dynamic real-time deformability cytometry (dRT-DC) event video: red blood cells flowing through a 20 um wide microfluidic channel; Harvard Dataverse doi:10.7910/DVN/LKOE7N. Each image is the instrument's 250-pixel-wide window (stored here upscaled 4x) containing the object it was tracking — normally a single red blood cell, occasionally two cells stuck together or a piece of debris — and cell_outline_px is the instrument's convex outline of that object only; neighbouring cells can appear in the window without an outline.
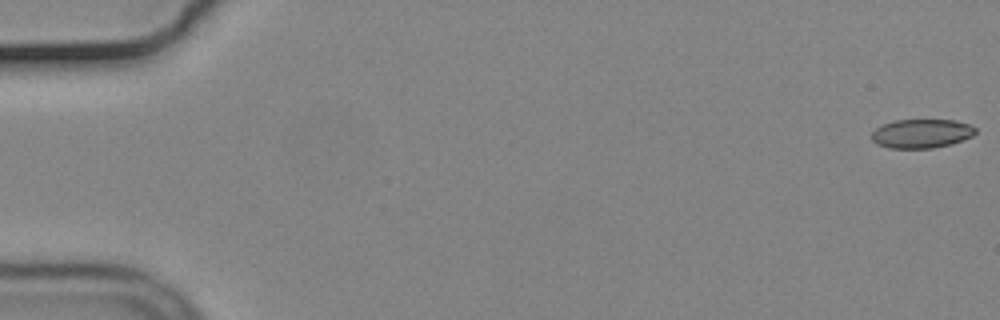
{"species": "common noctule bat (a hibernating species)", "species_latin": "Nyctalus noctula", "temperature_condition": "cold", "stored_images_in_passage": 16, "camera_frame_rate_fps": 3000, "um_per_image_px": 0.085, "animal": {"sex": "male", "body_mass_g": 19.2, "forearm_length_mm": 51.8}, "frame": {"image": 1, "passage_image": 1, "time_ms": 0.0, "image_size_px": [1000, 320], "cell_outline_px": [[976, 132], [972, 136], [952, 144], [932, 148], [888, 148], [876, 144], [872, 140], [872, 132], [876, 128], [884, 124], [896, 120], [956, 120], [968, 124], [976, 128]], "centroid_in_image_um": [78.33, 11.36], "position_along_channel_um": 6.7, "area_um2": 17.51}}
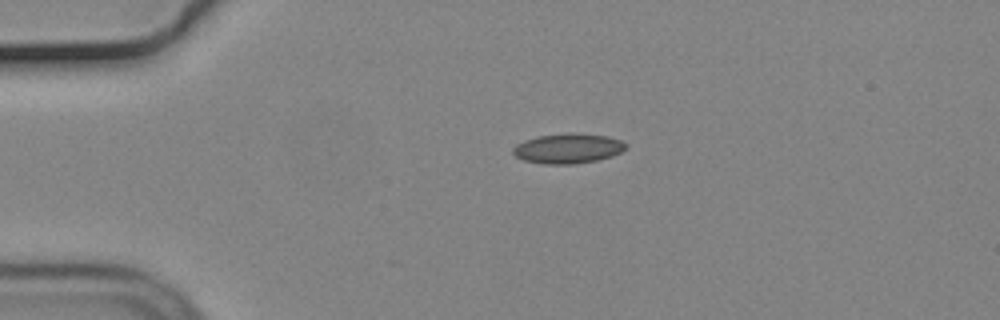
{"frame": {"image": 2, "passage_image": 13, "time_ms": 4.0, "image_size_px": [1000, 320], "cell_outline_px": [[628, 148], [612, 156], [596, 160], [572, 164], [544, 164], [524, 160], [516, 156], [512, 152], [512, 148], [516, 144], [524, 140], [536, 136], [568, 132], [580, 132], [608, 136], [620, 140], [628, 144]], "centroid_in_image_um": [48.29, 12.59], "position_along_channel_um": 36.7, "area_um2": 20.0}}